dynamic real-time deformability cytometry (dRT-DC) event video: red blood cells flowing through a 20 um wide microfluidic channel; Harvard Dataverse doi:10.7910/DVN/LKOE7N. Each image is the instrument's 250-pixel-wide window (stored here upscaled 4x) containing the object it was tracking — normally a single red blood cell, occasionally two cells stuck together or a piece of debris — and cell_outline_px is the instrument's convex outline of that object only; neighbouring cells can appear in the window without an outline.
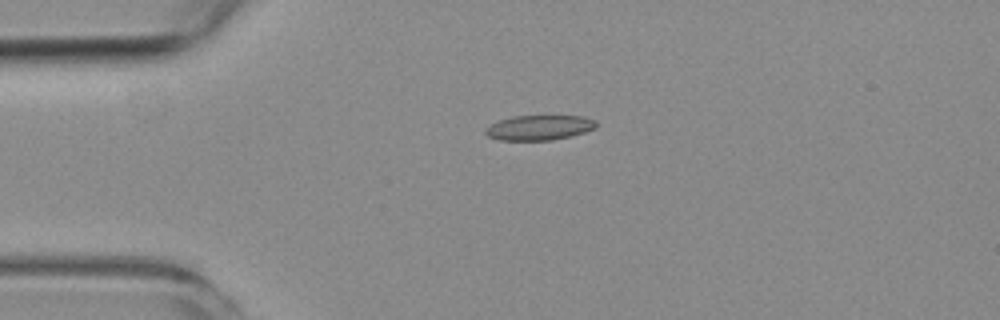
{"species": "common noctule bat (a hibernating species)", "species_latin": "Nyctalus noctula", "temperature_condition": "room temperature", "stored_images_in_passage": 2, "camera_frame_rate_fps": 3000, "um_per_image_px": 0.085, "animal": {"sex": "female", "body_mass_g": 19.3, "forearm_length_mm": 54.1}, "frame": {"image": 1, "passage_image": 1, "time_ms": 0.0, "image_size_px": [1000, 320], "cell_outline_px": [[596, 128], [572, 136], [552, 140], [500, 140], [488, 136], [484, 132], [484, 128], [500, 120], [516, 116], [584, 116], [596, 120]], "centroid_in_image_um": [45.85, 10.85], "position_along_channel_um": 39.1, "area_um2": 16.07}}